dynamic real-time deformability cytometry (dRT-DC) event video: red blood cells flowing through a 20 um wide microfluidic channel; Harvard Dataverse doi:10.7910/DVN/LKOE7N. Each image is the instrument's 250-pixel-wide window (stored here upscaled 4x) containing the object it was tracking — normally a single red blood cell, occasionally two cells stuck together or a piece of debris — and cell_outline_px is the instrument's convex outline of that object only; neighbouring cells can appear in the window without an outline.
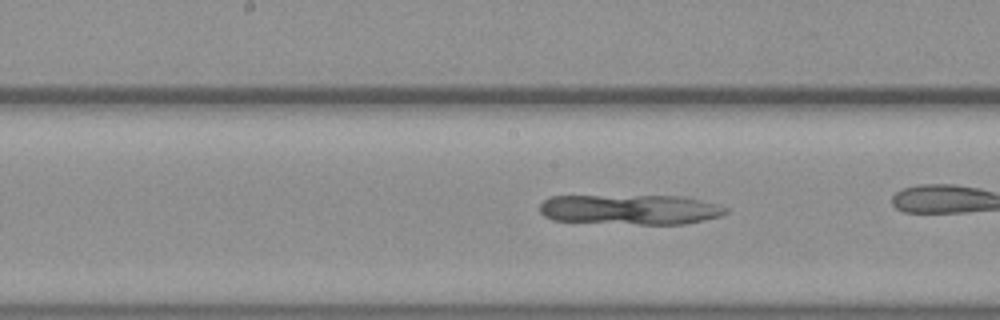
{"species": "common noctule bat (a hibernating species)", "species_latin": "Nyctalus noctula", "temperature_condition": "warm", "stored_images_in_passage": 51, "camera_frame_rate_fps": 3000, "um_per_image_px": 0.085, "animal": {"sex": "female", "body_mass_g": 19.3, "forearm_length_mm": 54.1}, "frame": {"image": 1, "passage_image": 25, "time_ms": 8.0, "image_size_px": [1000, 320], "cell_outline_px": [[728, 212], [720, 216], [704, 220], [684, 224], [640, 224], [552, 220], [544, 216], [540, 212], [540, 204], [548, 196], [680, 196], [716, 204], [728, 208]], "centroid_in_image_um": [53.55, 17.81], "position_along_channel_um": 194.7, "area_um2": 32.43}}